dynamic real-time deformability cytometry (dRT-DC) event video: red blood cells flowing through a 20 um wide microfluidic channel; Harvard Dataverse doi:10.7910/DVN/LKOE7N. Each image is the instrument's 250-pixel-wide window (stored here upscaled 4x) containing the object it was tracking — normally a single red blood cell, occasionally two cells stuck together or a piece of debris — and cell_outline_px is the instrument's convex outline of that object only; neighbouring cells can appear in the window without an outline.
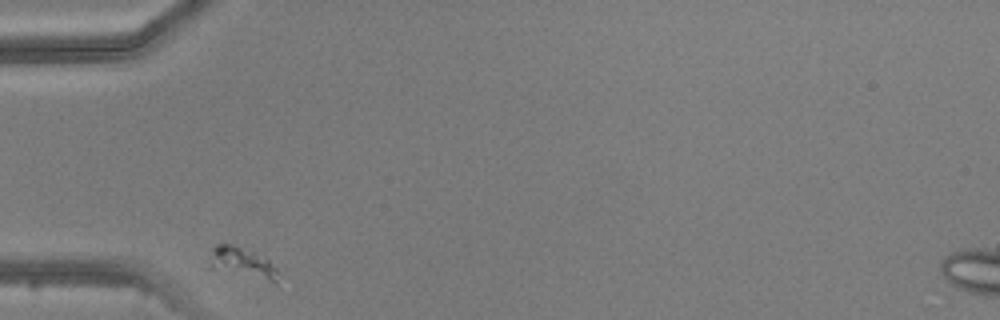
{"species": "common noctule bat (a hibernating species)", "species_latin": "Nyctalus noctula", "temperature_condition": "warm", "stored_images_in_passage": 3, "camera_frame_rate_fps": 3000, "um_per_image_px": 0.085, "animal": {"sex": "male", "body_mass_g": 20.5, "forearm_length_mm": 52.5}, "frame": {"image": 1, "passage_image": 1, "time_ms": 0.0, "image_size_px": [1000, 320], "cell_outline_px": [[280, 272], [276, 284], [208, 268], [212, 248], [216, 244], [232, 244], [252, 252], [268, 260]], "centroid_in_image_um": [20.6, 22.38], "position_along_channel_um": 64.4, "area_um2": 12.37}}
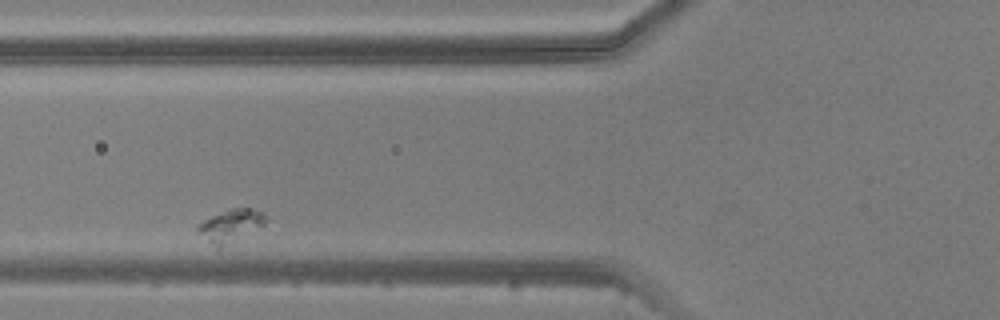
{"frame": {"image": 2, "passage_image": 2, "time_ms": 1.333, "image_size_px": [1000, 320], "cell_outline_px": [[264, 224], [216, 252], [196, 228], [204, 220], [212, 216], [232, 208], [252, 208], [260, 212], [264, 216]], "centroid_in_image_um": [19.54, 19.24], "position_along_channel_um": 106.3, "area_um2": 12.66}}